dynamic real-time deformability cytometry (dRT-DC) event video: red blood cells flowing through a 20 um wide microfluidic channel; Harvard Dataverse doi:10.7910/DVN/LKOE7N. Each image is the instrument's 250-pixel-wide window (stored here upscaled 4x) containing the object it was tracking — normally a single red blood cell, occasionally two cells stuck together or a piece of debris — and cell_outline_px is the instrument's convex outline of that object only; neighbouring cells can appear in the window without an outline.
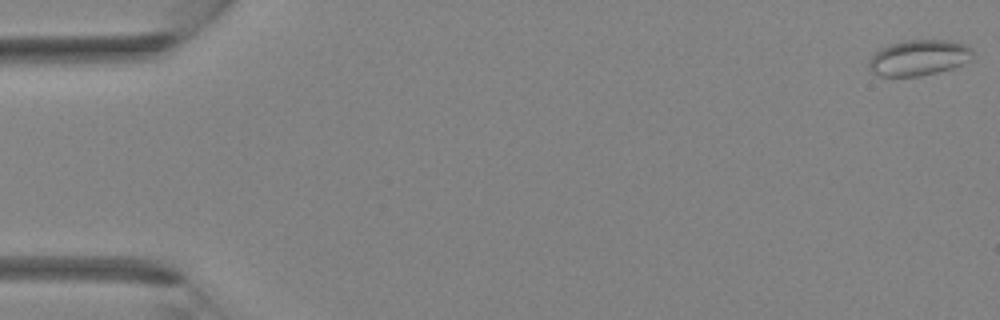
{"species": "Egyptian fruit bat (a non-hibernating species)", "species_latin": "Rousettus aegyptiacus", "temperature_condition": "room temperature", "stored_images_in_passage": 38, "camera_frame_rate_fps": 3000, "um_per_image_px": 0.085, "animal": {"sex": "female"}, "frame": {"image": 1, "passage_image": 1, "time_ms": 0.0, "image_size_px": [1000, 320], "cell_outline_px": [[972, 56], [964, 64], [952, 68], [920, 76], [880, 76], [872, 72], [868, 68], [868, 64], [872, 56], [880, 48], [888, 44], [904, 40], [948, 40], [968, 44], [972, 48]], "centroid_in_image_um": [78.1, 4.89], "position_along_channel_um": 6.9, "area_um2": 21.73}}
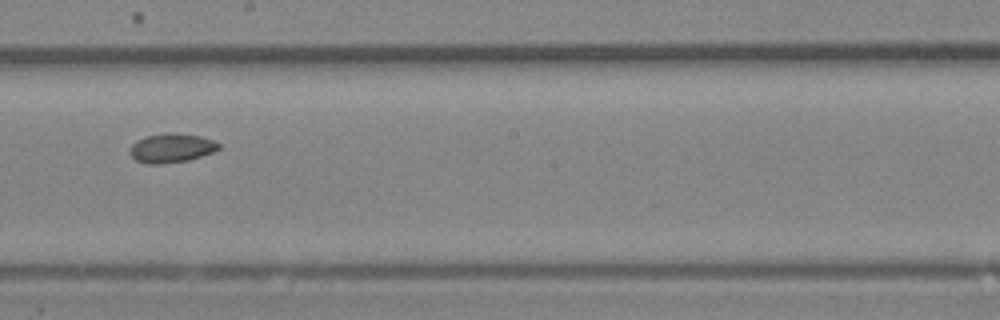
{"frame": {"image": 2, "passage_image": 22, "time_ms": 7.0, "image_size_px": [1000, 320], "cell_outline_px": [[220, 148], [216, 152], [188, 160], [160, 164], [148, 164], [136, 160], [128, 152], [132, 144], [136, 140], [148, 136], [200, 136], [212, 140], [220, 144]], "centroid_in_image_um": [14.58, 12.65], "position_along_channel_um": 233.6, "area_um2": 14.33}}
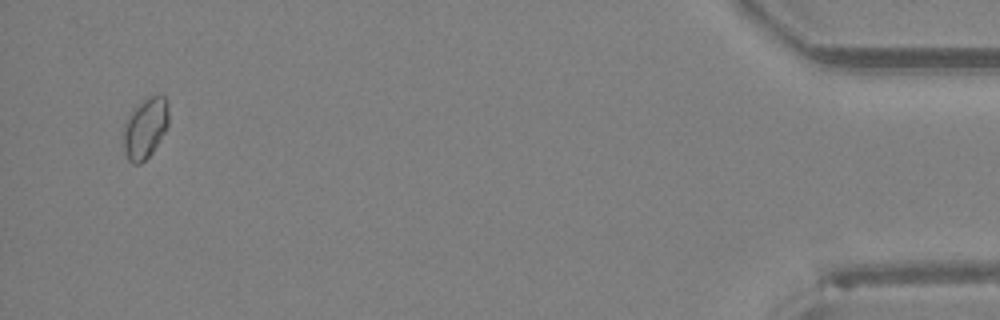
{"frame": {"image": 3, "passage_image": 37, "time_ms": 12.0, "image_size_px": [1000, 320], "cell_outline_px": [[168, 124], [164, 132], [152, 152], [140, 164], [132, 164], [128, 160], [124, 152], [124, 128], [128, 116], [132, 108], [148, 96], [164, 96], [168, 104]], "centroid_in_image_um": [12.33, 10.88], "position_along_channel_um": 422.9, "area_um2": 15.84}}